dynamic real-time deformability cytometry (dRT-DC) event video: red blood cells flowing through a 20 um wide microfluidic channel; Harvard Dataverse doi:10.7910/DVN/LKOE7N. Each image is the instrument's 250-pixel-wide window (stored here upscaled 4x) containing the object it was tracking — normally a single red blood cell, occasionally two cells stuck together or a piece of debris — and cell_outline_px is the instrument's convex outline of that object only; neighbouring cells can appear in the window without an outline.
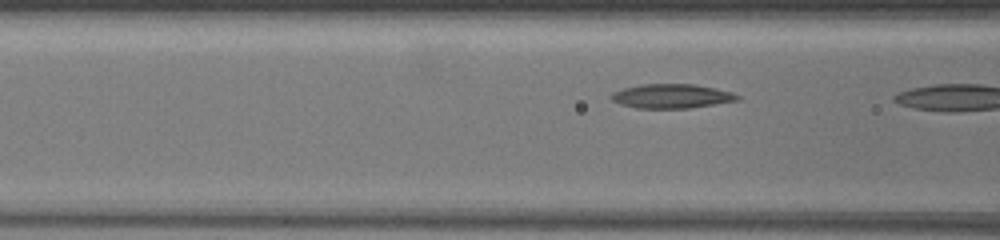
{"species": "common noctule bat (a hibernating species)", "species_latin": "Nyctalus noctula", "temperature_condition": "warm", "stored_images_in_passage": 9, "camera_frame_rate_fps": 3000, "um_per_image_px": 0.085, "animal": {"sex": "female", "body_mass_g": 19.5, "forearm_length_mm": 54.1}, "frame": {"image": 1, "passage_image": 8, "time_ms": 2.333, "image_size_px": [1000, 240], "cell_outline_px": [[740, 100], [688, 108], [636, 108], [620, 104], [612, 100], [608, 96], [612, 92], [624, 88], [640, 84], [692, 84], [716, 88], [732, 92], [740, 96]], "centroid_in_image_um": [57.06, 8.17], "position_along_channel_um": 109.5, "area_um2": 17.86}}